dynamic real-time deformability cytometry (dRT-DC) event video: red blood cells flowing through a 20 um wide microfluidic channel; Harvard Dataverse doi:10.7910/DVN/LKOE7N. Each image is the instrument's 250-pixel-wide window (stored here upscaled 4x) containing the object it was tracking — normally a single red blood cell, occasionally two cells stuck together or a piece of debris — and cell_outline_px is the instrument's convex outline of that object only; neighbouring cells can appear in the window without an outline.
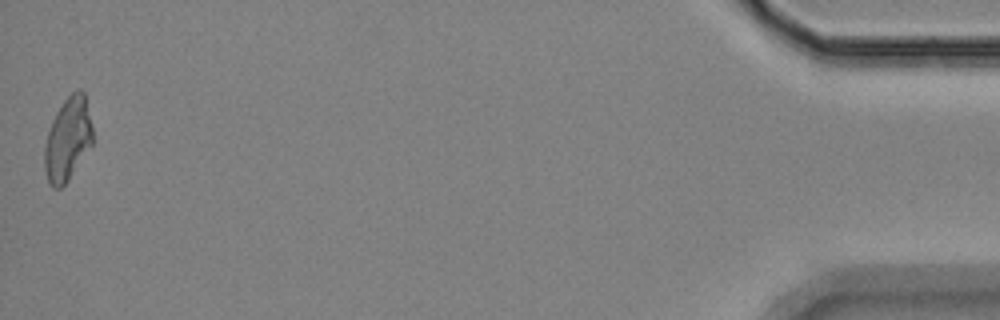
{"species": "Egyptian fruit bat (a non-hibernating species)", "species_latin": "Rousettus aegyptiacus", "temperature_condition": "room temperature", "stored_images_in_passage": 13, "camera_frame_rate_fps": 3000, "um_per_image_px": 0.085, "animal": {"sex": "female"}, "frame": {"image": 1, "passage_image": 13, "time_ms": 14.667, "image_size_px": [1000, 320], "cell_outline_px": [[92, 144], [68, 180], [60, 188], [52, 188], [48, 180], [44, 168], [44, 148], [48, 132], [52, 120], [56, 112], [64, 100], [72, 92], [80, 88], [84, 92], [92, 128]], "centroid_in_image_um": [5.74, 11.83], "position_along_channel_um": 429.5, "area_um2": 23.06}}